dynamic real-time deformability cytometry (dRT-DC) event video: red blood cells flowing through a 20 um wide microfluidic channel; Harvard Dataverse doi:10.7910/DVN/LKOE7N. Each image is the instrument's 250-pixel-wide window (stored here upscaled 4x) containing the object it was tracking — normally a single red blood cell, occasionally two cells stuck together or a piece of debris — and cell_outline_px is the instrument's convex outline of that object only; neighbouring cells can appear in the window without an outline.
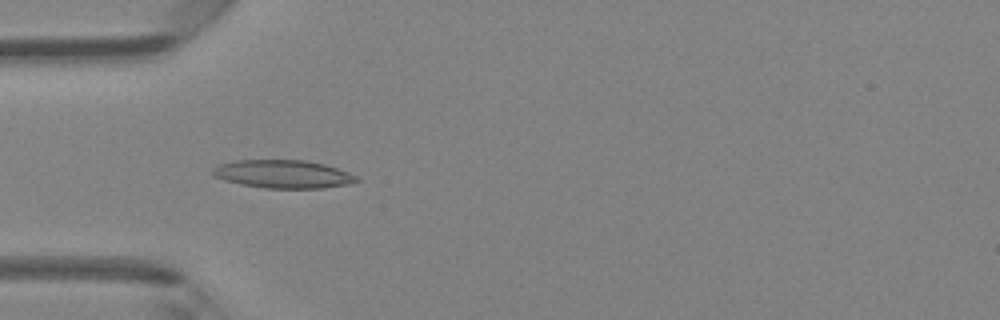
{"species": "Egyptian fruit bat (a non-hibernating species)", "species_latin": "Rousettus aegyptiacus", "temperature_condition": "room temperature", "stored_images_in_passage": 48, "camera_frame_rate_fps": 3000, "um_per_image_px": 0.085, "animal": {"sex": "female"}, "frame": {"image": 1, "passage_image": 15, "time_ms": 4.667, "image_size_px": [1000, 320], "cell_outline_px": [[360, 180], [344, 184], [324, 188], [264, 188], [240, 184], [224, 180], [212, 176], [212, 168], [220, 164], [236, 160], [304, 160], [324, 164], [348, 172], [356, 176]], "centroid_in_image_um": [24.0, 14.79], "position_along_channel_um": 61.0, "area_um2": 23.47}}
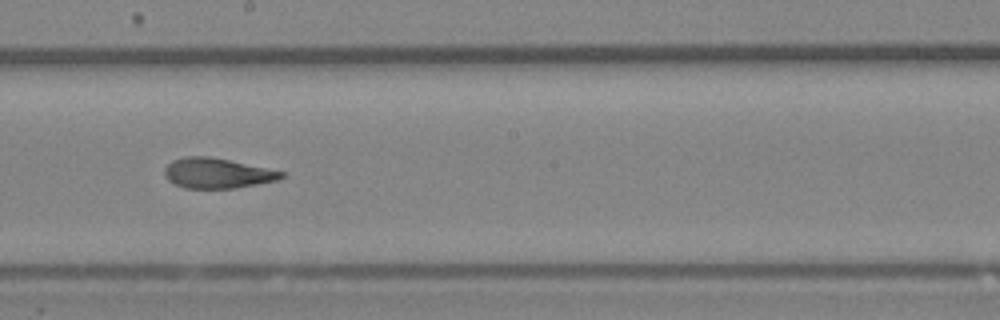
{"frame": {"image": 2, "passage_image": 27, "time_ms": 8.667, "image_size_px": [1000, 320], "cell_outline_px": [[284, 176], [276, 180], [236, 188], [184, 188], [168, 180], [164, 176], [164, 168], [172, 160], [184, 156], [208, 156], [228, 160], [284, 172]], "centroid_in_image_um": [18.4, 14.72], "position_along_channel_um": 229.8, "area_um2": 20.29}}
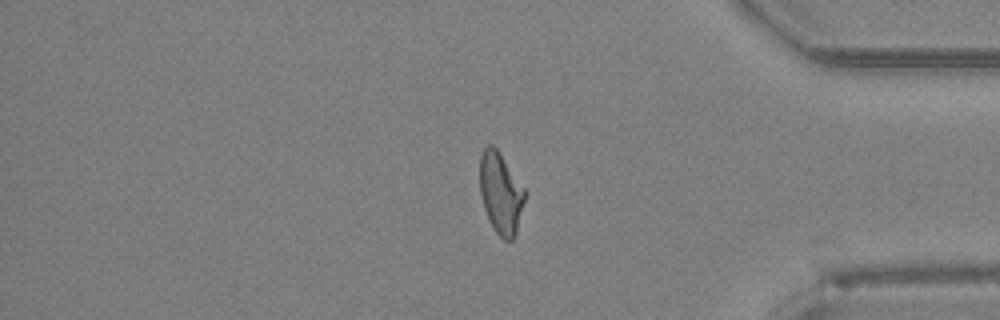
{"frame": {"image": 3, "passage_image": 40, "time_ms": 13.0, "image_size_px": [1000, 320], "cell_outline_px": [[528, 192], [516, 232], [512, 240], [504, 240], [496, 232], [484, 208], [480, 192], [480, 156], [484, 148], [488, 144], [492, 144], [496, 148]], "centroid_in_image_um": [42.59, 16.4], "position_along_channel_um": 392.6, "area_um2": 21.27}, "authors_computed_cell_mechanics": {"area_um2": 21.7617, "velocity_mm_per_s": 4.2854, "shape_relaxation_time_tau1_ms": 5.7674, "shape_relaxation_time_tau2_ms": 1.6998, "deformation_change_tau1": 0.1821, "deformation_change_tau2": 0.0963}}